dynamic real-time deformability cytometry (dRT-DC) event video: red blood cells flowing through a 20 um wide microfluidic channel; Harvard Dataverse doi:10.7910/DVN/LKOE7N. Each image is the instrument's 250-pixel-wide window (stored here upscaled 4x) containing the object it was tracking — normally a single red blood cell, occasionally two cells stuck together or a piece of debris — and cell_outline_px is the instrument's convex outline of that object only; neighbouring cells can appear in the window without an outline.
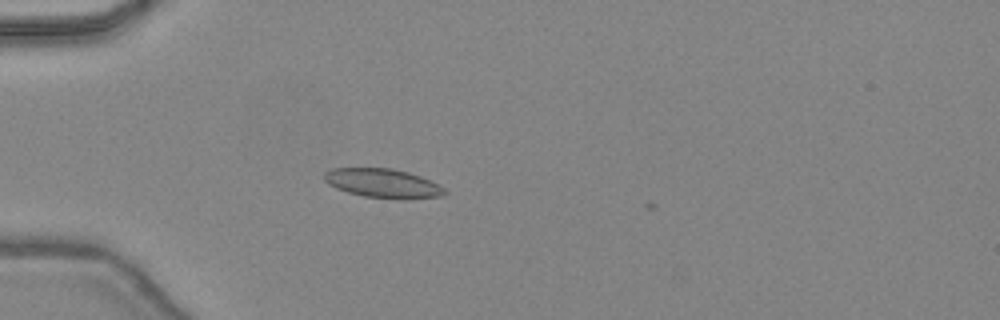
{"species": "common noctule bat (a hibernating species)", "species_latin": "Nyctalus noctula", "temperature_condition": "warm", "stored_images_in_passage": 7, "camera_frame_rate_fps": 3000, "um_per_image_px": 0.085, "animal": {"sex": "female", "body_mass_g": 24.6, "forearm_length_mm": 56.2}, "frame": {"image": 1, "passage_image": 6, "time_ms": 1.667, "image_size_px": [1000, 320], "cell_outline_px": [[448, 192], [444, 196], [364, 196], [348, 192], [336, 188], [328, 184], [324, 180], [324, 172], [332, 168], [392, 168], [408, 172], [420, 176], [444, 188]], "centroid_in_image_um": [32.45, 15.52], "position_along_channel_um": 52.6, "area_um2": 19.36}}